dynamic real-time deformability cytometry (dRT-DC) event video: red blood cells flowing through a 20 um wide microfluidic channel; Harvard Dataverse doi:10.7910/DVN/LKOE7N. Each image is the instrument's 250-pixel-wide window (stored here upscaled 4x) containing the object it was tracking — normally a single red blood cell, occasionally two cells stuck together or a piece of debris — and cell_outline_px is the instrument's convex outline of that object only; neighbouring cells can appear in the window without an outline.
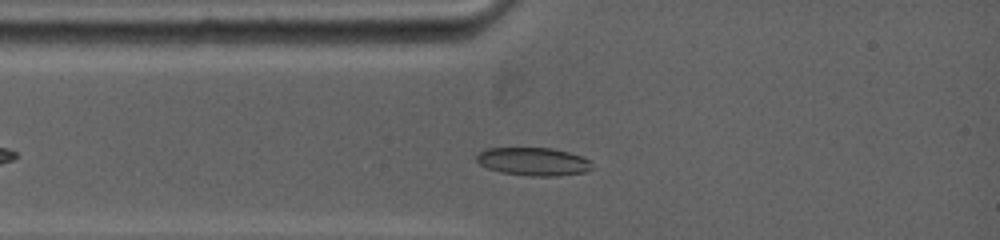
{"species": "common noctule bat (a hibernating species)", "species_latin": "Nyctalus noctula", "temperature_condition": "warm", "stored_images_in_passage": 35, "camera_frame_rate_fps": 5000, "um_per_image_px": 0.085, "animal": {"sex": "female", "body_mass_g": 19.0, "forearm_length_mm": 53.3}, "frame": {"image": 1, "passage_image": 6, "time_ms": 1.8, "image_size_px": [1000, 240], "cell_outline_px": [[592, 168], [584, 172], [556, 176], [528, 176], [500, 172], [488, 168], [480, 164], [476, 160], [476, 156], [480, 152], [488, 148], [552, 148], [568, 152], [580, 156], [588, 160]], "centroid_in_image_um": [45.3, 13.73], "position_along_channel_um": 39.7, "area_um2": 18.73}}
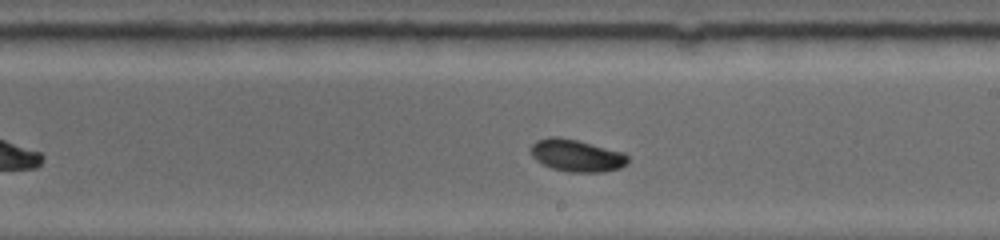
{"frame": {"image": 2, "passage_image": 21, "time_ms": 7.0, "image_size_px": [1000, 240], "cell_outline_px": [[628, 164], [620, 168], [604, 172], [568, 172], [552, 168], [536, 160], [532, 156], [532, 144], [536, 140], [548, 136], [556, 136], [576, 140], [624, 152], [628, 156]], "centroid_in_image_um": [49.03, 13.22], "position_along_channel_um": 240.0, "area_um2": 18.21}}
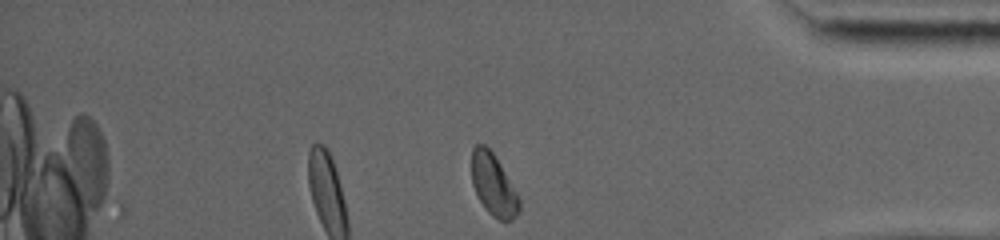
{"frame": {"image": 3, "passage_image": 35, "time_ms": 11.6, "image_size_px": [1000, 240], "cell_outline_px": [[520, 208], [516, 216], [512, 220], [500, 220], [492, 216], [484, 208], [472, 184], [472, 148], [476, 144], [484, 144], [496, 156], [516, 192], [520, 200]], "centroid_in_image_um": [41.94, 15.71], "position_along_channel_um": 393.3, "area_um2": 16.99}, "authors_computed_cell_mechanics": {"area_um2": 17.918, "velocity_mm_per_s": 3.866, "shape_relaxation_time_tau1_ms": 2.4817, "shape_relaxation_time_tau2_ms": null, "deformation_change_tau1": 0.1307, "deformation_change_tau2": null}}